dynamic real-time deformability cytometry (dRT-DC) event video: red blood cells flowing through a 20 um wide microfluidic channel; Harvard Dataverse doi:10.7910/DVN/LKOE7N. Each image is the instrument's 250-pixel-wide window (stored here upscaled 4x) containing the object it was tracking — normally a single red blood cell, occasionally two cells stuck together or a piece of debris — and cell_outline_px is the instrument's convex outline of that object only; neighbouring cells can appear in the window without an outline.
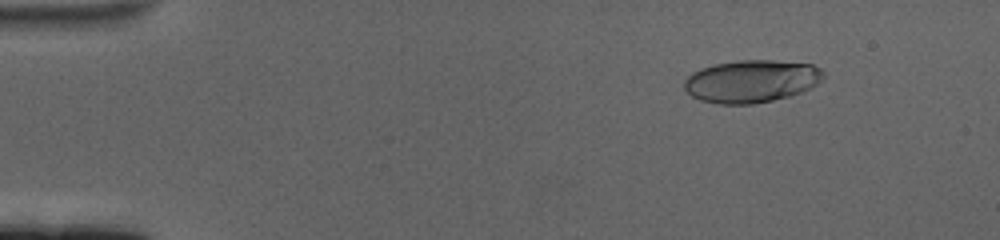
{"species": "human", "species_latin": "Homo sapiens", "temperature_condition": "cold", "stored_images_in_passage": 61, "camera_frame_rate_fps": 3000, "um_per_image_px": 0.085, "donor": {"sex": "female"}, "frame": {"image": 1, "passage_image": 8, "time_ms": 2.333, "image_size_px": [1000, 240], "cell_outline_px": [[824, 76], [816, 84], [800, 92], [788, 96], [772, 100], [752, 104], [720, 104], [700, 100], [692, 96], [684, 88], [684, 80], [692, 72], [700, 68], [716, 64], [740, 60], [772, 60], [812, 64], [820, 68], [824, 72]], "centroid_in_image_um": [63.84, 6.9], "position_along_channel_um": 21.2, "area_um2": 34.33}}
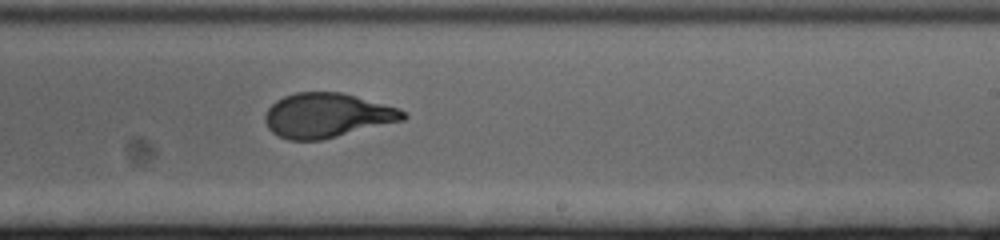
{"frame": {"image": 2, "passage_image": 38, "time_ms": 12.333, "image_size_px": [1000, 240], "cell_outline_px": [[408, 116], [404, 120], [324, 140], [288, 140], [272, 132], [268, 128], [264, 120], [264, 116], [268, 108], [276, 100], [284, 96], [296, 92], [340, 92], [356, 96], [400, 108], [408, 112]], "centroid_in_image_um": [27.82, 9.81], "position_along_channel_um": 261.2, "area_um2": 36.07}}
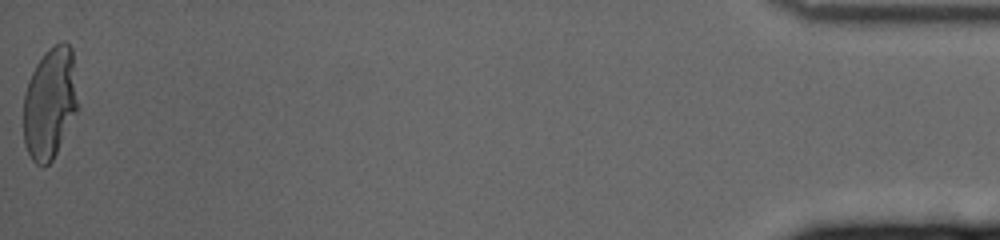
{"frame": {"image": 3, "passage_image": 61, "time_ms": 20.0, "image_size_px": [1000, 240], "cell_outline_px": [[80, 108], [52, 160], [44, 168], [36, 164], [32, 160], [24, 144], [24, 92], [28, 80], [36, 64], [44, 52], [48, 48], [60, 40], [64, 40], [72, 48]], "centroid_in_image_um": [4.27, 8.74], "position_along_channel_um": 430.9, "area_um2": 36.18}, "authors_computed_cell_mechanics": {"area_um2": 35.7782, "velocity_mm_per_s": 3.3819, "shape_relaxation_time_tau1_ms": 5.4329, "shape_relaxation_time_tau2_ms": null, "deformation_change_tau1": 0.2216, "deformation_change_tau2": null}}